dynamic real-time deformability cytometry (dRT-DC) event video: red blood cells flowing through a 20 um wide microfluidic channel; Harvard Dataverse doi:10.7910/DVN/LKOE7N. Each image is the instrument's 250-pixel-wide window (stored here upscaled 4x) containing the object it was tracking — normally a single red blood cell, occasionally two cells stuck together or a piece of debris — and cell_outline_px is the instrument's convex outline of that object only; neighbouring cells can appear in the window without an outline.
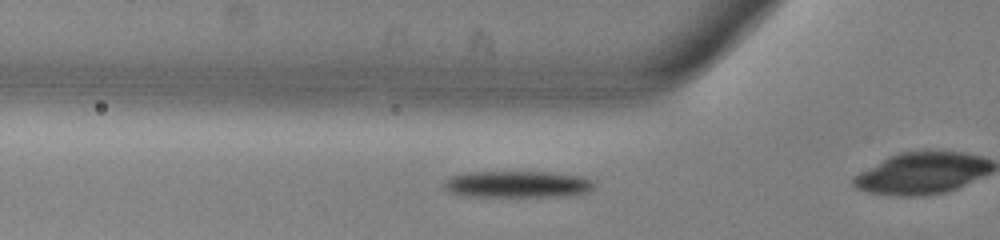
{"species": "common noctule bat (a hibernating species)", "species_latin": "Nyctalus noctula", "temperature_condition": "warm", "stored_images_in_passage": 19, "camera_frame_rate_fps": 3000, "um_per_image_px": 0.085, "animal": {"sex": "male", "body_mass_g": 13.0, "forearm_length_mm": 53.1}, "frame": {"image": 1, "passage_image": 14, "time_ms": 4.333, "image_size_px": [1000, 240], "cell_outline_px": [[596, 184], [588, 192], [568, 196], [464, 196], [448, 192], [444, 188], [444, 180], [452, 176], [468, 172], [548, 172], [580, 176], [596, 180]], "centroid_in_image_um": [44.0, 15.66], "position_along_channel_um": 81.8, "area_um2": 23.47}}